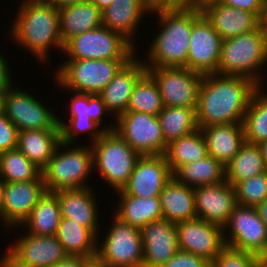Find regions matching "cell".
Returning <instances> with one entry per match:
<instances>
[{
  "label": "cell",
  "instance_id": "cell-1",
  "mask_svg": "<svg viewBox=\"0 0 267 267\" xmlns=\"http://www.w3.org/2000/svg\"><path fill=\"white\" fill-rule=\"evenodd\" d=\"M259 87L244 76L203 75L196 109L198 128L243 123L252 95Z\"/></svg>",
  "mask_w": 267,
  "mask_h": 267
},
{
  "label": "cell",
  "instance_id": "cell-2",
  "mask_svg": "<svg viewBox=\"0 0 267 267\" xmlns=\"http://www.w3.org/2000/svg\"><path fill=\"white\" fill-rule=\"evenodd\" d=\"M17 9L8 31L14 44L22 46L43 63L50 61L48 54L52 48L63 52L59 9L55 5L44 0H22Z\"/></svg>",
  "mask_w": 267,
  "mask_h": 267
},
{
  "label": "cell",
  "instance_id": "cell-3",
  "mask_svg": "<svg viewBox=\"0 0 267 267\" xmlns=\"http://www.w3.org/2000/svg\"><path fill=\"white\" fill-rule=\"evenodd\" d=\"M151 14L158 16L159 24L151 45L147 49L146 68L186 67L189 40L193 22L202 14L200 9H160ZM160 31V32H159ZM148 59V60H146Z\"/></svg>",
  "mask_w": 267,
  "mask_h": 267
},
{
  "label": "cell",
  "instance_id": "cell-4",
  "mask_svg": "<svg viewBox=\"0 0 267 267\" xmlns=\"http://www.w3.org/2000/svg\"><path fill=\"white\" fill-rule=\"evenodd\" d=\"M92 172L94 171L91 145L75 146L60 142L48 165L42 170V176L46 192L54 193L91 187L86 181Z\"/></svg>",
  "mask_w": 267,
  "mask_h": 267
},
{
  "label": "cell",
  "instance_id": "cell-5",
  "mask_svg": "<svg viewBox=\"0 0 267 267\" xmlns=\"http://www.w3.org/2000/svg\"><path fill=\"white\" fill-rule=\"evenodd\" d=\"M266 64L264 38L260 27L222 41L219 75L244 76L265 87V77L261 76L260 71Z\"/></svg>",
  "mask_w": 267,
  "mask_h": 267
},
{
  "label": "cell",
  "instance_id": "cell-6",
  "mask_svg": "<svg viewBox=\"0 0 267 267\" xmlns=\"http://www.w3.org/2000/svg\"><path fill=\"white\" fill-rule=\"evenodd\" d=\"M91 147L93 171L115 192L122 190L141 156L111 127Z\"/></svg>",
  "mask_w": 267,
  "mask_h": 267
},
{
  "label": "cell",
  "instance_id": "cell-7",
  "mask_svg": "<svg viewBox=\"0 0 267 267\" xmlns=\"http://www.w3.org/2000/svg\"><path fill=\"white\" fill-rule=\"evenodd\" d=\"M129 60H64L54 71L56 85L70 92L97 96ZM56 80V81H55Z\"/></svg>",
  "mask_w": 267,
  "mask_h": 267
},
{
  "label": "cell",
  "instance_id": "cell-8",
  "mask_svg": "<svg viewBox=\"0 0 267 267\" xmlns=\"http://www.w3.org/2000/svg\"><path fill=\"white\" fill-rule=\"evenodd\" d=\"M136 47L138 45L133 46L121 34L102 25L69 39L62 53L69 58L65 60H130L138 55Z\"/></svg>",
  "mask_w": 267,
  "mask_h": 267
},
{
  "label": "cell",
  "instance_id": "cell-9",
  "mask_svg": "<svg viewBox=\"0 0 267 267\" xmlns=\"http://www.w3.org/2000/svg\"><path fill=\"white\" fill-rule=\"evenodd\" d=\"M112 217V227L101 243H97L96 259L109 267H142L141 229L120 221L114 215Z\"/></svg>",
  "mask_w": 267,
  "mask_h": 267
},
{
  "label": "cell",
  "instance_id": "cell-10",
  "mask_svg": "<svg viewBox=\"0 0 267 267\" xmlns=\"http://www.w3.org/2000/svg\"><path fill=\"white\" fill-rule=\"evenodd\" d=\"M12 86L1 95L2 112L17 127L19 131L60 129L58 116L51 108L44 106L42 100ZM52 110V111H51Z\"/></svg>",
  "mask_w": 267,
  "mask_h": 267
},
{
  "label": "cell",
  "instance_id": "cell-11",
  "mask_svg": "<svg viewBox=\"0 0 267 267\" xmlns=\"http://www.w3.org/2000/svg\"><path fill=\"white\" fill-rule=\"evenodd\" d=\"M115 120L110 127L140 156L165 154L168 144L163 138L158 116L126 111Z\"/></svg>",
  "mask_w": 267,
  "mask_h": 267
},
{
  "label": "cell",
  "instance_id": "cell-12",
  "mask_svg": "<svg viewBox=\"0 0 267 267\" xmlns=\"http://www.w3.org/2000/svg\"><path fill=\"white\" fill-rule=\"evenodd\" d=\"M223 230L227 246L267 259V226L256 207L237 204Z\"/></svg>",
  "mask_w": 267,
  "mask_h": 267
},
{
  "label": "cell",
  "instance_id": "cell-13",
  "mask_svg": "<svg viewBox=\"0 0 267 267\" xmlns=\"http://www.w3.org/2000/svg\"><path fill=\"white\" fill-rule=\"evenodd\" d=\"M10 245L0 258L2 267H52L67 256L56 235L38 236L26 232Z\"/></svg>",
  "mask_w": 267,
  "mask_h": 267
},
{
  "label": "cell",
  "instance_id": "cell-14",
  "mask_svg": "<svg viewBox=\"0 0 267 267\" xmlns=\"http://www.w3.org/2000/svg\"><path fill=\"white\" fill-rule=\"evenodd\" d=\"M156 82L164 106L197 108L203 74L186 67L147 68Z\"/></svg>",
  "mask_w": 267,
  "mask_h": 267
},
{
  "label": "cell",
  "instance_id": "cell-15",
  "mask_svg": "<svg viewBox=\"0 0 267 267\" xmlns=\"http://www.w3.org/2000/svg\"><path fill=\"white\" fill-rule=\"evenodd\" d=\"M180 250L198 255L212 263L226 246L223 227L203 219L181 221L175 224Z\"/></svg>",
  "mask_w": 267,
  "mask_h": 267
},
{
  "label": "cell",
  "instance_id": "cell-16",
  "mask_svg": "<svg viewBox=\"0 0 267 267\" xmlns=\"http://www.w3.org/2000/svg\"><path fill=\"white\" fill-rule=\"evenodd\" d=\"M223 39L201 14L192 24L187 68L205 74H218Z\"/></svg>",
  "mask_w": 267,
  "mask_h": 267
},
{
  "label": "cell",
  "instance_id": "cell-17",
  "mask_svg": "<svg viewBox=\"0 0 267 267\" xmlns=\"http://www.w3.org/2000/svg\"><path fill=\"white\" fill-rule=\"evenodd\" d=\"M133 56L114 75L112 81L97 95L103 116L114 115L115 119L127 111L133 89L147 72L144 59ZM142 60V61H141Z\"/></svg>",
  "mask_w": 267,
  "mask_h": 267
},
{
  "label": "cell",
  "instance_id": "cell-18",
  "mask_svg": "<svg viewBox=\"0 0 267 267\" xmlns=\"http://www.w3.org/2000/svg\"><path fill=\"white\" fill-rule=\"evenodd\" d=\"M46 192L43 179L4 182L2 221L9 230L18 229L29 217L38 200Z\"/></svg>",
  "mask_w": 267,
  "mask_h": 267
},
{
  "label": "cell",
  "instance_id": "cell-19",
  "mask_svg": "<svg viewBox=\"0 0 267 267\" xmlns=\"http://www.w3.org/2000/svg\"><path fill=\"white\" fill-rule=\"evenodd\" d=\"M172 176L164 154L141 156L121 191L136 197L160 196L162 189Z\"/></svg>",
  "mask_w": 267,
  "mask_h": 267
},
{
  "label": "cell",
  "instance_id": "cell-20",
  "mask_svg": "<svg viewBox=\"0 0 267 267\" xmlns=\"http://www.w3.org/2000/svg\"><path fill=\"white\" fill-rule=\"evenodd\" d=\"M194 200L197 218L221 227L237 205L234 186L227 181L195 187Z\"/></svg>",
  "mask_w": 267,
  "mask_h": 267
},
{
  "label": "cell",
  "instance_id": "cell-21",
  "mask_svg": "<svg viewBox=\"0 0 267 267\" xmlns=\"http://www.w3.org/2000/svg\"><path fill=\"white\" fill-rule=\"evenodd\" d=\"M143 243L142 267H162L178 250L175 223L161 219L141 229Z\"/></svg>",
  "mask_w": 267,
  "mask_h": 267
},
{
  "label": "cell",
  "instance_id": "cell-22",
  "mask_svg": "<svg viewBox=\"0 0 267 267\" xmlns=\"http://www.w3.org/2000/svg\"><path fill=\"white\" fill-rule=\"evenodd\" d=\"M213 29L224 40L257 30L262 19L255 13L213 2L201 9Z\"/></svg>",
  "mask_w": 267,
  "mask_h": 267
},
{
  "label": "cell",
  "instance_id": "cell-23",
  "mask_svg": "<svg viewBox=\"0 0 267 267\" xmlns=\"http://www.w3.org/2000/svg\"><path fill=\"white\" fill-rule=\"evenodd\" d=\"M91 187L54 192L60 203L61 217L70 218L100 236L99 212ZM96 201V202H95ZM99 226V227H98ZM99 230V231H98Z\"/></svg>",
  "mask_w": 267,
  "mask_h": 267
},
{
  "label": "cell",
  "instance_id": "cell-24",
  "mask_svg": "<svg viewBox=\"0 0 267 267\" xmlns=\"http://www.w3.org/2000/svg\"><path fill=\"white\" fill-rule=\"evenodd\" d=\"M151 12L144 0H113L102 11V25L121 34L134 46L137 44L133 40L140 28L139 23L145 14L151 15Z\"/></svg>",
  "mask_w": 267,
  "mask_h": 267
},
{
  "label": "cell",
  "instance_id": "cell-25",
  "mask_svg": "<svg viewBox=\"0 0 267 267\" xmlns=\"http://www.w3.org/2000/svg\"><path fill=\"white\" fill-rule=\"evenodd\" d=\"M209 156L226 166L245 143L243 123L211 125L200 129Z\"/></svg>",
  "mask_w": 267,
  "mask_h": 267
},
{
  "label": "cell",
  "instance_id": "cell-26",
  "mask_svg": "<svg viewBox=\"0 0 267 267\" xmlns=\"http://www.w3.org/2000/svg\"><path fill=\"white\" fill-rule=\"evenodd\" d=\"M163 219L178 223L197 218L194 188L178 182L173 176L160 193Z\"/></svg>",
  "mask_w": 267,
  "mask_h": 267
},
{
  "label": "cell",
  "instance_id": "cell-27",
  "mask_svg": "<svg viewBox=\"0 0 267 267\" xmlns=\"http://www.w3.org/2000/svg\"><path fill=\"white\" fill-rule=\"evenodd\" d=\"M116 194L121 201H118L113 215L120 221L142 229L150 222L163 219L160 196L136 197L124 194L121 190Z\"/></svg>",
  "mask_w": 267,
  "mask_h": 267
},
{
  "label": "cell",
  "instance_id": "cell-28",
  "mask_svg": "<svg viewBox=\"0 0 267 267\" xmlns=\"http://www.w3.org/2000/svg\"><path fill=\"white\" fill-rule=\"evenodd\" d=\"M60 35L65 44L72 37L102 26V11L90 1L59 7Z\"/></svg>",
  "mask_w": 267,
  "mask_h": 267
},
{
  "label": "cell",
  "instance_id": "cell-29",
  "mask_svg": "<svg viewBox=\"0 0 267 267\" xmlns=\"http://www.w3.org/2000/svg\"><path fill=\"white\" fill-rule=\"evenodd\" d=\"M60 142V129L25 130L18 132L17 148L43 170Z\"/></svg>",
  "mask_w": 267,
  "mask_h": 267
},
{
  "label": "cell",
  "instance_id": "cell-30",
  "mask_svg": "<svg viewBox=\"0 0 267 267\" xmlns=\"http://www.w3.org/2000/svg\"><path fill=\"white\" fill-rule=\"evenodd\" d=\"M56 237L67 255L96 258L100 238L74 220L61 217Z\"/></svg>",
  "mask_w": 267,
  "mask_h": 267
},
{
  "label": "cell",
  "instance_id": "cell-31",
  "mask_svg": "<svg viewBox=\"0 0 267 267\" xmlns=\"http://www.w3.org/2000/svg\"><path fill=\"white\" fill-rule=\"evenodd\" d=\"M60 220L61 210L58 197L52 192H45L20 227L23 230L26 227L25 231L29 234L52 236L56 235Z\"/></svg>",
  "mask_w": 267,
  "mask_h": 267
},
{
  "label": "cell",
  "instance_id": "cell-32",
  "mask_svg": "<svg viewBox=\"0 0 267 267\" xmlns=\"http://www.w3.org/2000/svg\"><path fill=\"white\" fill-rule=\"evenodd\" d=\"M173 177L189 187L219 184L226 181L225 166L212 156L180 166Z\"/></svg>",
  "mask_w": 267,
  "mask_h": 267
},
{
  "label": "cell",
  "instance_id": "cell-33",
  "mask_svg": "<svg viewBox=\"0 0 267 267\" xmlns=\"http://www.w3.org/2000/svg\"><path fill=\"white\" fill-rule=\"evenodd\" d=\"M165 157L172 174L182 165L189 164L208 155L204 136L200 129L171 141Z\"/></svg>",
  "mask_w": 267,
  "mask_h": 267
},
{
  "label": "cell",
  "instance_id": "cell-34",
  "mask_svg": "<svg viewBox=\"0 0 267 267\" xmlns=\"http://www.w3.org/2000/svg\"><path fill=\"white\" fill-rule=\"evenodd\" d=\"M226 181L231 185L267 171L257 144L245 142L239 152L225 166Z\"/></svg>",
  "mask_w": 267,
  "mask_h": 267
},
{
  "label": "cell",
  "instance_id": "cell-35",
  "mask_svg": "<svg viewBox=\"0 0 267 267\" xmlns=\"http://www.w3.org/2000/svg\"><path fill=\"white\" fill-rule=\"evenodd\" d=\"M197 108L164 106L157 115L167 144L198 130Z\"/></svg>",
  "mask_w": 267,
  "mask_h": 267
},
{
  "label": "cell",
  "instance_id": "cell-36",
  "mask_svg": "<svg viewBox=\"0 0 267 267\" xmlns=\"http://www.w3.org/2000/svg\"><path fill=\"white\" fill-rule=\"evenodd\" d=\"M264 89V86H260L253 93L244 115L243 127L247 143L257 144L267 140V93Z\"/></svg>",
  "mask_w": 267,
  "mask_h": 267
},
{
  "label": "cell",
  "instance_id": "cell-37",
  "mask_svg": "<svg viewBox=\"0 0 267 267\" xmlns=\"http://www.w3.org/2000/svg\"><path fill=\"white\" fill-rule=\"evenodd\" d=\"M0 179L5 183L43 179L42 170L18 148L0 153Z\"/></svg>",
  "mask_w": 267,
  "mask_h": 267
},
{
  "label": "cell",
  "instance_id": "cell-38",
  "mask_svg": "<svg viewBox=\"0 0 267 267\" xmlns=\"http://www.w3.org/2000/svg\"><path fill=\"white\" fill-rule=\"evenodd\" d=\"M163 107L159 88L154 79L146 72L133 89L127 111L157 116Z\"/></svg>",
  "mask_w": 267,
  "mask_h": 267
},
{
  "label": "cell",
  "instance_id": "cell-39",
  "mask_svg": "<svg viewBox=\"0 0 267 267\" xmlns=\"http://www.w3.org/2000/svg\"><path fill=\"white\" fill-rule=\"evenodd\" d=\"M61 119L63 120L62 117H58L61 142L66 144H75L78 139L76 136L83 133L89 134L87 136L90 137L91 143H94L110 127H100L103 121L93 120L91 117H70L68 123Z\"/></svg>",
  "mask_w": 267,
  "mask_h": 267
},
{
  "label": "cell",
  "instance_id": "cell-40",
  "mask_svg": "<svg viewBox=\"0 0 267 267\" xmlns=\"http://www.w3.org/2000/svg\"><path fill=\"white\" fill-rule=\"evenodd\" d=\"M236 203L257 207L267 199V171L234 185Z\"/></svg>",
  "mask_w": 267,
  "mask_h": 267
},
{
  "label": "cell",
  "instance_id": "cell-41",
  "mask_svg": "<svg viewBox=\"0 0 267 267\" xmlns=\"http://www.w3.org/2000/svg\"><path fill=\"white\" fill-rule=\"evenodd\" d=\"M211 267H265V260L253 253L226 245L211 263Z\"/></svg>",
  "mask_w": 267,
  "mask_h": 267
},
{
  "label": "cell",
  "instance_id": "cell-42",
  "mask_svg": "<svg viewBox=\"0 0 267 267\" xmlns=\"http://www.w3.org/2000/svg\"><path fill=\"white\" fill-rule=\"evenodd\" d=\"M70 103L69 117H91L93 120H102L98 98L95 95L74 92Z\"/></svg>",
  "mask_w": 267,
  "mask_h": 267
},
{
  "label": "cell",
  "instance_id": "cell-43",
  "mask_svg": "<svg viewBox=\"0 0 267 267\" xmlns=\"http://www.w3.org/2000/svg\"><path fill=\"white\" fill-rule=\"evenodd\" d=\"M18 130L17 127L0 113V153L17 148Z\"/></svg>",
  "mask_w": 267,
  "mask_h": 267
},
{
  "label": "cell",
  "instance_id": "cell-44",
  "mask_svg": "<svg viewBox=\"0 0 267 267\" xmlns=\"http://www.w3.org/2000/svg\"><path fill=\"white\" fill-rule=\"evenodd\" d=\"M162 267H211V263L198 255L179 249Z\"/></svg>",
  "mask_w": 267,
  "mask_h": 267
},
{
  "label": "cell",
  "instance_id": "cell-45",
  "mask_svg": "<svg viewBox=\"0 0 267 267\" xmlns=\"http://www.w3.org/2000/svg\"><path fill=\"white\" fill-rule=\"evenodd\" d=\"M219 2L257 14L261 19L266 16L267 0H220Z\"/></svg>",
  "mask_w": 267,
  "mask_h": 267
},
{
  "label": "cell",
  "instance_id": "cell-46",
  "mask_svg": "<svg viewBox=\"0 0 267 267\" xmlns=\"http://www.w3.org/2000/svg\"><path fill=\"white\" fill-rule=\"evenodd\" d=\"M8 59L4 58V54L0 52V95L4 94L9 88L13 86V78L7 64Z\"/></svg>",
  "mask_w": 267,
  "mask_h": 267
},
{
  "label": "cell",
  "instance_id": "cell-47",
  "mask_svg": "<svg viewBox=\"0 0 267 267\" xmlns=\"http://www.w3.org/2000/svg\"><path fill=\"white\" fill-rule=\"evenodd\" d=\"M92 258L67 255L61 262L52 267H87Z\"/></svg>",
  "mask_w": 267,
  "mask_h": 267
},
{
  "label": "cell",
  "instance_id": "cell-48",
  "mask_svg": "<svg viewBox=\"0 0 267 267\" xmlns=\"http://www.w3.org/2000/svg\"><path fill=\"white\" fill-rule=\"evenodd\" d=\"M146 6L151 10L174 9V0H144Z\"/></svg>",
  "mask_w": 267,
  "mask_h": 267
},
{
  "label": "cell",
  "instance_id": "cell-49",
  "mask_svg": "<svg viewBox=\"0 0 267 267\" xmlns=\"http://www.w3.org/2000/svg\"><path fill=\"white\" fill-rule=\"evenodd\" d=\"M44 1L51 3V4L55 5L57 8H59V7L67 6V5L83 3V2H86L88 0H44Z\"/></svg>",
  "mask_w": 267,
  "mask_h": 267
},
{
  "label": "cell",
  "instance_id": "cell-50",
  "mask_svg": "<svg viewBox=\"0 0 267 267\" xmlns=\"http://www.w3.org/2000/svg\"><path fill=\"white\" fill-rule=\"evenodd\" d=\"M193 8L194 0H174V9Z\"/></svg>",
  "mask_w": 267,
  "mask_h": 267
},
{
  "label": "cell",
  "instance_id": "cell-51",
  "mask_svg": "<svg viewBox=\"0 0 267 267\" xmlns=\"http://www.w3.org/2000/svg\"><path fill=\"white\" fill-rule=\"evenodd\" d=\"M256 209L260 215V218L267 226V199L262 204L258 205Z\"/></svg>",
  "mask_w": 267,
  "mask_h": 267
},
{
  "label": "cell",
  "instance_id": "cell-52",
  "mask_svg": "<svg viewBox=\"0 0 267 267\" xmlns=\"http://www.w3.org/2000/svg\"><path fill=\"white\" fill-rule=\"evenodd\" d=\"M260 28L263 33V38H264V49H265V54L267 57V19L264 17L261 21Z\"/></svg>",
  "mask_w": 267,
  "mask_h": 267
},
{
  "label": "cell",
  "instance_id": "cell-53",
  "mask_svg": "<svg viewBox=\"0 0 267 267\" xmlns=\"http://www.w3.org/2000/svg\"><path fill=\"white\" fill-rule=\"evenodd\" d=\"M96 5L101 11L105 10L113 0H88Z\"/></svg>",
  "mask_w": 267,
  "mask_h": 267
},
{
  "label": "cell",
  "instance_id": "cell-54",
  "mask_svg": "<svg viewBox=\"0 0 267 267\" xmlns=\"http://www.w3.org/2000/svg\"><path fill=\"white\" fill-rule=\"evenodd\" d=\"M263 157L264 163L267 167V140L257 143Z\"/></svg>",
  "mask_w": 267,
  "mask_h": 267
},
{
  "label": "cell",
  "instance_id": "cell-55",
  "mask_svg": "<svg viewBox=\"0 0 267 267\" xmlns=\"http://www.w3.org/2000/svg\"><path fill=\"white\" fill-rule=\"evenodd\" d=\"M220 0H194V9H202L204 6L213 3L219 2Z\"/></svg>",
  "mask_w": 267,
  "mask_h": 267
},
{
  "label": "cell",
  "instance_id": "cell-56",
  "mask_svg": "<svg viewBox=\"0 0 267 267\" xmlns=\"http://www.w3.org/2000/svg\"><path fill=\"white\" fill-rule=\"evenodd\" d=\"M3 199H4V182L0 179V220H2Z\"/></svg>",
  "mask_w": 267,
  "mask_h": 267
},
{
  "label": "cell",
  "instance_id": "cell-57",
  "mask_svg": "<svg viewBox=\"0 0 267 267\" xmlns=\"http://www.w3.org/2000/svg\"><path fill=\"white\" fill-rule=\"evenodd\" d=\"M87 267H109L106 264L101 263L100 261H98L96 258L92 259L89 264L87 265Z\"/></svg>",
  "mask_w": 267,
  "mask_h": 267
},
{
  "label": "cell",
  "instance_id": "cell-58",
  "mask_svg": "<svg viewBox=\"0 0 267 267\" xmlns=\"http://www.w3.org/2000/svg\"><path fill=\"white\" fill-rule=\"evenodd\" d=\"M2 112V100H1V95H0V113Z\"/></svg>",
  "mask_w": 267,
  "mask_h": 267
}]
</instances>
